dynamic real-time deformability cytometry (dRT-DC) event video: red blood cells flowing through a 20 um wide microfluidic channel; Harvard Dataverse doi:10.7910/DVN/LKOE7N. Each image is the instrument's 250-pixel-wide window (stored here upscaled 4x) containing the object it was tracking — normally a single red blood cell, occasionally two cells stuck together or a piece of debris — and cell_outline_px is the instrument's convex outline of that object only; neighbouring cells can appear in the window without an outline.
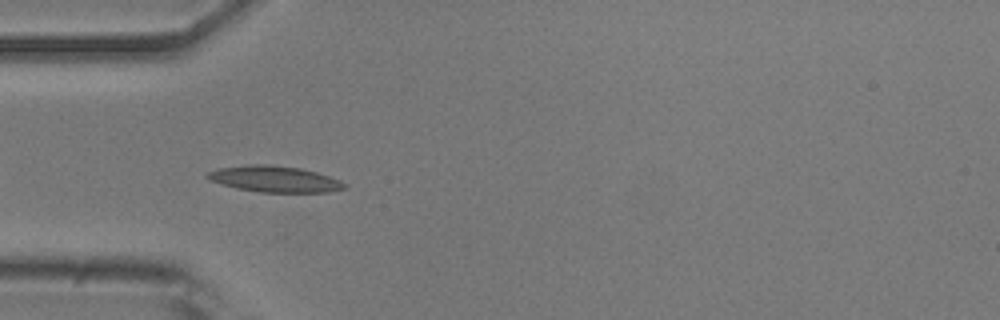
{"species": "common noctule bat (a hibernating species)", "species_latin": "Nyctalus noctula", "temperature_condition": "room temperature", "stored_images_in_passage": 38, "camera_frame_rate_fps": 3000, "um_per_image_px": 0.085, "animal": {"sex": "male", "body_mass_g": 20.5, "forearm_length_mm": 52.5}, "frame": {"image": 1, "passage_image": 3, "time_ms": 0.667, "image_size_px": [1000, 320], "cell_outline_px": [[348, 184], [344, 188], [328, 192], [260, 192], [236, 188], [208, 180], [204, 176], [208, 172], [220, 168], [248, 164], [272, 164], [300, 168], [316, 172], [340, 180]], "centroid_in_image_um": [23.32, 15.21], "position_along_channel_um": 61.7, "area_um2": 20.92}}
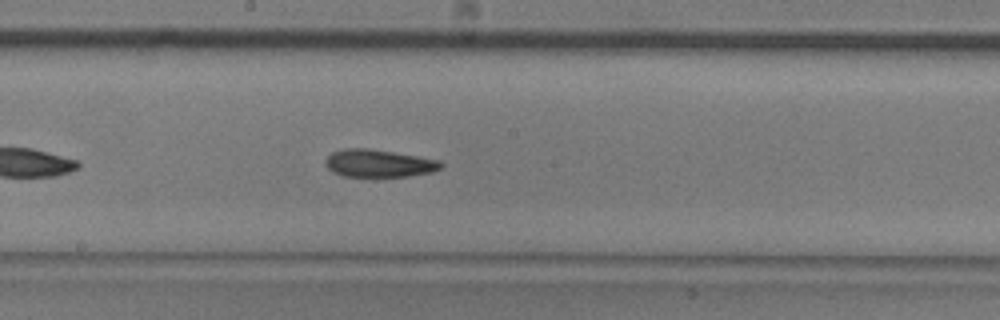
{"frame": {"image": 2, "passage_image": 15, "time_ms": 4.667, "image_size_px": [1000, 320], "cell_outline_px": [[444, 164], [440, 168], [432, 172], [408, 176], [344, 176], [332, 172], [324, 164], [324, 160], [332, 152], [344, 148], [368, 148], [440, 160]], "centroid_in_image_um": [32.17, 13.88], "position_along_channel_um": 216.0, "area_um2": 18.5}}
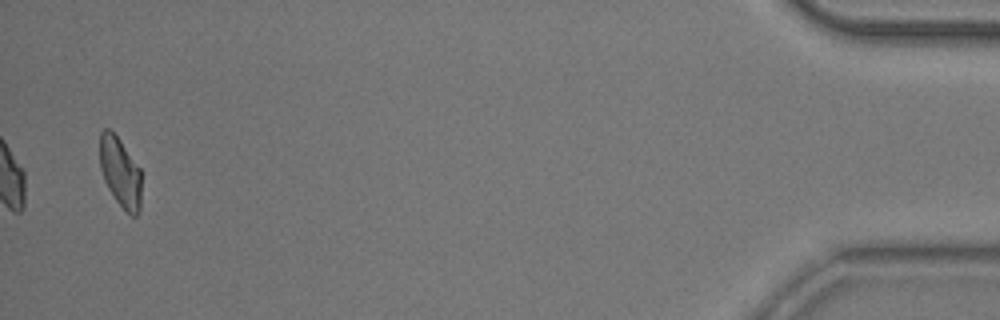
{"frame": {"image": 3, "passage_image": 38, "time_ms": 12.333, "image_size_px": [1000, 320], "cell_outline_px": [[140, 208], [136, 216], [132, 216], [116, 200], [108, 188], [104, 180], [100, 168], [100, 132], [104, 128], [108, 128], [120, 140], [140, 168]], "centroid_in_image_um": [10.21, 14.62], "position_along_channel_um": 425.0, "area_um2": 16.65}, "authors_computed_cell_mechanics": {"area_um2": 18.3226, "velocity_mm_per_s": 3.8773, "shape_relaxation_time_tau1_ms": 7.9354, "shape_relaxation_time_tau2_ms": 6.8412, "deformation_change_tau1": 0.1893, "deformation_change_tau2": 0.1314}}